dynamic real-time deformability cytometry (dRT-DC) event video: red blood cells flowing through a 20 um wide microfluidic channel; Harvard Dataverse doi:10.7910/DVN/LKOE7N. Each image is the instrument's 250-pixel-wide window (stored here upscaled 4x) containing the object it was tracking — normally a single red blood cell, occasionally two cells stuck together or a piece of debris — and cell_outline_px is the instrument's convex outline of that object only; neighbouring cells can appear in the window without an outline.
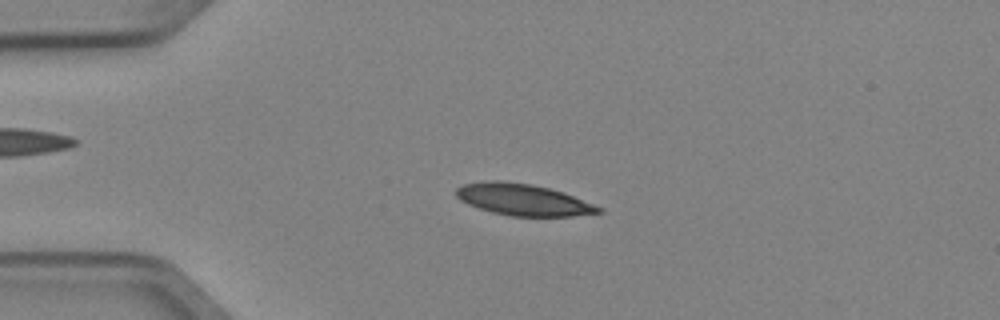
{"species": "Egyptian fruit bat (a non-hibernating species)", "species_latin": "Rousettus aegyptiacus", "temperature_condition": "cold", "stored_images_in_passage": 6, "camera_frame_rate_fps": 3000, "um_per_image_px": 0.085, "animal": {"sex": "female"}, "frame": {"image": 1, "passage_image": 2, "time_ms": 0.333, "image_size_px": [1000, 320], "cell_outline_px": [[604, 212], [572, 216], [512, 216], [492, 212], [468, 204], [460, 200], [456, 196], [456, 188], [464, 184], [492, 180], [500, 180], [528, 184], [548, 188], [564, 192], [604, 208]], "centroid_in_image_um": [44.49, 16.98], "position_along_channel_um": 40.5, "area_um2": 26.07}}
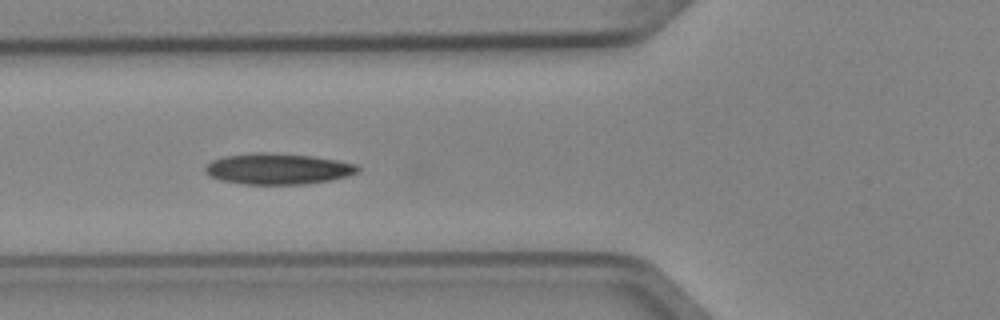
{"frame": {"image": 2, "passage_image": 4, "time_ms": 1.0, "image_size_px": [1000, 320], "cell_outline_px": [[360, 172], [348, 176], [332, 180], [304, 184], [240, 184], [220, 180], [204, 172], [204, 168], [212, 160], [224, 156], [256, 152], [264, 152], [312, 156], [336, 160], [356, 164], [360, 168]], "centroid_in_image_um": [23.63, 14.35], "position_along_channel_um": 102.2, "area_um2": 27.63}}
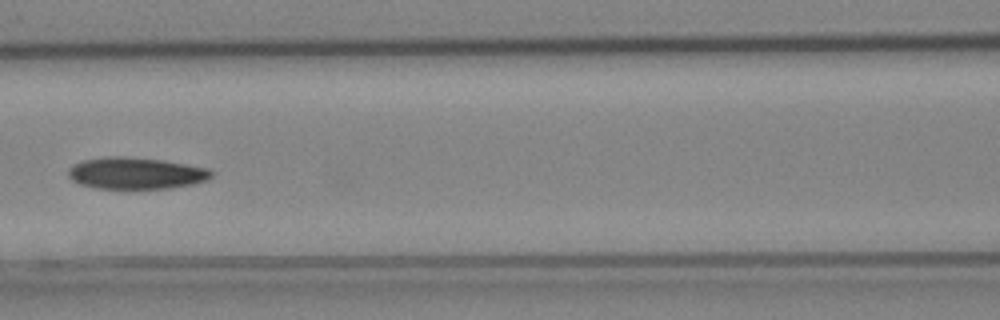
{"frame": {"image": 3, "passage_image": 5, "time_ms": 1.333, "image_size_px": [1000, 320], "cell_outline_px": [[212, 176], [204, 180], [192, 184], [168, 188], [92, 188], [80, 184], [72, 180], [68, 176], [68, 168], [84, 160], [108, 156], [120, 156], [160, 160], [208, 168], [212, 172]], "centroid_in_image_um": [11.5, 14.72], "position_along_channel_um": 155.1, "area_um2": 26.01}}